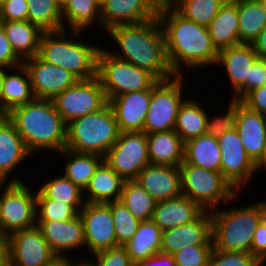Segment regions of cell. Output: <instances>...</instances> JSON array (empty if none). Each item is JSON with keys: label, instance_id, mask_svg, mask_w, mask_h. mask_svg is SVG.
Masks as SVG:
<instances>
[{"label": "cell", "instance_id": "obj_1", "mask_svg": "<svg viewBox=\"0 0 266 266\" xmlns=\"http://www.w3.org/2000/svg\"><path fill=\"white\" fill-rule=\"evenodd\" d=\"M157 18L163 29L168 62L176 75H184L182 68L215 66L219 52L212 44L208 27L185 18L169 2H160Z\"/></svg>", "mask_w": 266, "mask_h": 266}, {"label": "cell", "instance_id": "obj_2", "mask_svg": "<svg viewBox=\"0 0 266 266\" xmlns=\"http://www.w3.org/2000/svg\"><path fill=\"white\" fill-rule=\"evenodd\" d=\"M107 34L120 48L119 52H110L114 57L148 71L158 81L176 76L168 62L165 37L157 17L142 23L114 26Z\"/></svg>", "mask_w": 266, "mask_h": 266}, {"label": "cell", "instance_id": "obj_3", "mask_svg": "<svg viewBox=\"0 0 266 266\" xmlns=\"http://www.w3.org/2000/svg\"><path fill=\"white\" fill-rule=\"evenodd\" d=\"M6 116L15 125L31 154L42 149L58 153L65 149L67 124L56 111L52 100L34 99Z\"/></svg>", "mask_w": 266, "mask_h": 266}, {"label": "cell", "instance_id": "obj_4", "mask_svg": "<svg viewBox=\"0 0 266 266\" xmlns=\"http://www.w3.org/2000/svg\"><path fill=\"white\" fill-rule=\"evenodd\" d=\"M70 32H72L70 34L73 35V39L69 37V32L65 29L43 32L37 56L49 64L71 72L79 80L97 77L98 55L101 46L88 44V42L82 43L78 38L84 31L71 30Z\"/></svg>", "mask_w": 266, "mask_h": 266}, {"label": "cell", "instance_id": "obj_5", "mask_svg": "<svg viewBox=\"0 0 266 266\" xmlns=\"http://www.w3.org/2000/svg\"><path fill=\"white\" fill-rule=\"evenodd\" d=\"M266 215V201L253 205L211 211L213 248L250 253L253 234Z\"/></svg>", "mask_w": 266, "mask_h": 266}, {"label": "cell", "instance_id": "obj_6", "mask_svg": "<svg viewBox=\"0 0 266 266\" xmlns=\"http://www.w3.org/2000/svg\"><path fill=\"white\" fill-rule=\"evenodd\" d=\"M119 129L109 103L97 112L78 117L67 124V149L105 157L117 141Z\"/></svg>", "mask_w": 266, "mask_h": 266}, {"label": "cell", "instance_id": "obj_7", "mask_svg": "<svg viewBox=\"0 0 266 266\" xmlns=\"http://www.w3.org/2000/svg\"><path fill=\"white\" fill-rule=\"evenodd\" d=\"M179 168L182 195L193 200L204 211L216 210L218 204L232 203L240 196L221 172L187 163H182Z\"/></svg>", "mask_w": 266, "mask_h": 266}, {"label": "cell", "instance_id": "obj_8", "mask_svg": "<svg viewBox=\"0 0 266 266\" xmlns=\"http://www.w3.org/2000/svg\"><path fill=\"white\" fill-rule=\"evenodd\" d=\"M97 77L108 101L120 94L150 89L158 81L148 71L114 57L104 48L98 55Z\"/></svg>", "mask_w": 266, "mask_h": 266}, {"label": "cell", "instance_id": "obj_9", "mask_svg": "<svg viewBox=\"0 0 266 266\" xmlns=\"http://www.w3.org/2000/svg\"><path fill=\"white\" fill-rule=\"evenodd\" d=\"M0 191V228L8 236L36 226V191L24 182L0 183Z\"/></svg>", "mask_w": 266, "mask_h": 266}, {"label": "cell", "instance_id": "obj_10", "mask_svg": "<svg viewBox=\"0 0 266 266\" xmlns=\"http://www.w3.org/2000/svg\"><path fill=\"white\" fill-rule=\"evenodd\" d=\"M183 75L157 81L152 86L151 101L144 123V132L151 134L174 130L176 117L183 98ZM184 80V81H182Z\"/></svg>", "mask_w": 266, "mask_h": 266}, {"label": "cell", "instance_id": "obj_11", "mask_svg": "<svg viewBox=\"0 0 266 266\" xmlns=\"http://www.w3.org/2000/svg\"><path fill=\"white\" fill-rule=\"evenodd\" d=\"M104 161L125 181L136 180L150 164L146 133L120 132Z\"/></svg>", "mask_w": 266, "mask_h": 266}, {"label": "cell", "instance_id": "obj_12", "mask_svg": "<svg viewBox=\"0 0 266 266\" xmlns=\"http://www.w3.org/2000/svg\"><path fill=\"white\" fill-rule=\"evenodd\" d=\"M52 101L66 124L78 117L97 112L108 103L98 77L78 80Z\"/></svg>", "mask_w": 266, "mask_h": 266}, {"label": "cell", "instance_id": "obj_13", "mask_svg": "<svg viewBox=\"0 0 266 266\" xmlns=\"http://www.w3.org/2000/svg\"><path fill=\"white\" fill-rule=\"evenodd\" d=\"M217 139L221 151L220 172L239 194L242 186L249 183L257 173L255 164L247 156L236 128L221 134Z\"/></svg>", "mask_w": 266, "mask_h": 266}, {"label": "cell", "instance_id": "obj_14", "mask_svg": "<svg viewBox=\"0 0 266 266\" xmlns=\"http://www.w3.org/2000/svg\"><path fill=\"white\" fill-rule=\"evenodd\" d=\"M8 266H48L59 257L37 226L9 235Z\"/></svg>", "mask_w": 266, "mask_h": 266}, {"label": "cell", "instance_id": "obj_15", "mask_svg": "<svg viewBox=\"0 0 266 266\" xmlns=\"http://www.w3.org/2000/svg\"><path fill=\"white\" fill-rule=\"evenodd\" d=\"M79 216L83 222L85 247L91 254L118 246L113 217L107 204L85 203Z\"/></svg>", "mask_w": 266, "mask_h": 266}, {"label": "cell", "instance_id": "obj_16", "mask_svg": "<svg viewBox=\"0 0 266 266\" xmlns=\"http://www.w3.org/2000/svg\"><path fill=\"white\" fill-rule=\"evenodd\" d=\"M30 80L35 99L53 100L79 79L62 67L49 64L37 55L23 61Z\"/></svg>", "mask_w": 266, "mask_h": 266}, {"label": "cell", "instance_id": "obj_17", "mask_svg": "<svg viewBox=\"0 0 266 266\" xmlns=\"http://www.w3.org/2000/svg\"><path fill=\"white\" fill-rule=\"evenodd\" d=\"M159 5V0H106L100 5L101 28L108 31L117 25L153 20Z\"/></svg>", "mask_w": 266, "mask_h": 266}, {"label": "cell", "instance_id": "obj_18", "mask_svg": "<svg viewBox=\"0 0 266 266\" xmlns=\"http://www.w3.org/2000/svg\"><path fill=\"white\" fill-rule=\"evenodd\" d=\"M259 58L252 44L241 43L219 51L216 65L220 64L226 70L234 90L232 100L240 101L247 94L251 67Z\"/></svg>", "mask_w": 266, "mask_h": 266}, {"label": "cell", "instance_id": "obj_19", "mask_svg": "<svg viewBox=\"0 0 266 266\" xmlns=\"http://www.w3.org/2000/svg\"><path fill=\"white\" fill-rule=\"evenodd\" d=\"M193 245H213L210 211H203L190 223L162 231L163 253L173 255L183 247Z\"/></svg>", "mask_w": 266, "mask_h": 266}, {"label": "cell", "instance_id": "obj_20", "mask_svg": "<svg viewBox=\"0 0 266 266\" xmlns=\"http://www.w3.org/2000/svg\"><path fill=\"white\" fill-rule=\"evenodd\" d=\"M151 93L152 87L120 94L108 101L120 132H144V123L151 101Z\"/></svg>", "mask_w": 266, "mask_h": 266}, {"label": "cell", "instance_id": "obj_21", "mask_svg": "<svg viewBox=\"0 0 266 266\" xmlns=\"http://www.w3.org/2000/svg\"><path fill=\"white\" fill-rule=\"evenodd\" d=\"M36 226L59 258L68 257L69 254H66L68 250L85 247L83 222L80 216L67 221H36Z\"/></svg>", "mask_w": 266, "mask_h": 266}, {"label": "cell", "instance_id": "obj_22", "mask_svg": "<svg viewBox=\"0 0 266 266\" xmlns=\"http://www.w3.org/2000/svg\"><path fill=\"white\" fill-rule=\"evenodd\" d=\"M235 128L247 156L254 162L260 159L266 134V115L251 111L235 100Z\"/></svg>", "mask_w": 266, "mask_h": 266}, {"label": "cell", "instance_id": "obj_23", "mask_svg": "<svg viewBox=\"0 0 266 266\" xmlns=\"http://www.w3.org/2000/svg\"><path fill=\"white\" fill-rule=\"evenodd\" d=\"M29 155L32 156L15 125L7 116H0V183L23 182L18 177H10L8 181L7 176Z\"/></svg>", "mask_w": 266, "mask_h": 266}, {"label": "cell", "instance_id": "obj_24", "mask_svg": "<svg viewBox=\"0 0 266 266\" xmlns=\"http://www.w3.org/2000/svg\"><path fill=\"white\" fill-rule=\"evenodd\" d=\"M136 181L157 201L177 198L181 192L179 167L148 164Z\"/></svg>", "mask_w": 266, "mask_h": 266}, {"label": "cell", "instance_id": "obj_25", "mask_svg": "<svg viewBox=\"0 0 266 266\" xmlns=\"http://www.w3.org/2000/svg\"><path fill=\"white\" fill-rule=\"evenodd\" d=\"M15 68V73H10L7 71V68H3L1 116H6L13 109L32 102L35 99L26 67L24 64H21ZM17 69L20 74L17 72Z\"/></svg>", "mask_w": 266, "mask_h": 266}, {"label": "cell", "instance_id": "obj_26", "mask_svg": "<svg viewBox=\"0 0 266 266\" xmlns=\"http://www.w3.org/2000/svg\"><path fill=\"white\" fill-rule=\"evenodd\" d=\"M204 210L186 196L156 203L152 221L164 231L195 220Z\"/></svg>", "mask_w": 266, "mask_h": 266}, {"label": "cell", "instance_id": "obj_27", "mask_svg": "<svg viewBox=\"0 0 266 266\" xmlns=\"http://www.w3.org/2000/svg\"><path fill=\"white\" fill-rule=\"evenodd\" d=\"M150 164L179 167L184 159V142L175 130L146 134Z\"/></svg>", "mask_w": 266, "mask_h": 266}, {"label": "cell", "instance_id": "obj_28", "mask_svg": "<svg viewBox=\"0 0 266 266\" xmlns=\"http://www.w3.org/2000/svg\"><path fill=\"white\" fill-rule=\"evenodd\" d=\"M211 41L217 51L241 44L239 39L236 0H227L208 26Z\"/></svg>", "mask_w": 266, "mask_h": 266}, {"label": "cell", "instance_id": "obj_29", "mask_svg": "<svg viewBox=\"0 0 266 266\" xmlns=\"http://www.w3.org/2000/svg\"><path fill=\"white\" fill-rule=\"evenodd\" d=\"M125 180L105 161L98 167L83 190L86 203H109L120 200Z\"/></svg>", "mask_w": 266, "mask_h": 266}, {"label": "cell", "instance_id": "obj_30", "mask_svg": "<svg viewBox=\"0 0 266 266\" xmlns=\"http://www.w3.org/2000/svg\"><path fill=\"white\" fill-rule=\"evenodd\" d=\"M3 27L12 49L22 61L38 54L43 31L37 26L25 20L4 22Z\"/></svg>", "mask_w": 266, "mask_h": 266}, {"label": "cell", "instance_id": "obj_31", "mask_svg": "<svg viewBox=\"0 0 266 266\" xmlns=\"http://www.w3.org/2000/svg\"><path fill=\"white\" fill-rule=\"evenodd\" d=\"M183 163L220 172L221 151L218 139L205 133L184 142Z\"/></svg>", "mask_w": 266, "mask_h": 266}, {"label": "cell", "instance_id": "obj_32", "mask_svg": "<svg viewBox=\"0 0 266 266\" xmlns=\"http://www.w3.org/2000/svg\"><path fill=\"white\" fill-rule=\"evenodd\" d=\"M162 230L152 220L141 221L134 236L123 246L134 264L161 252Z\"/></svg>", "mask_w": 266, "mask_h": 266}, {"label": "cell", "instance_id": "obj_33", "mask_svg": "<svg viewBox=\"0 0 266 266\" xmlns=\"http://www.w3.org/2000/svg\"><path fill=\"white\" fill-rule=\"evenodd\" d=\"M59 154L66 156L64 176L78 185L82 190L86 188L91 177L104 162V157L96 154L78 153L67 148Z\"/></svg>", "mask_w": 266, "mask_h": 266}, {"label": "cell", "instance_id": "obj_34", "mask_svg": "<svg viewBox=\"0 0 266 266\" xmlns=\"http://www.w3.org/2000/svg\"><path fill=\"white\" fill-rule=\"evenodd\" d=\"M207 111L198 101L185 99L178 110L174 130L183 142L205 134Z\"/></svg>", "mask_w": 266, "mask_h": 266}, {"label": "cell", "instance_id": "obj_35", "mask_svg": "<svg viewBox=\"0 0 266 266\" xmlns=\"http://www.w3.org/2000/svg\"><path fill=\"white\" fill-rule=\"evenodd\" d=\"M238 7L239 39L252 44L266 27V9L259 0H236Z\"/></svg>", "mask_w": 266, "mask_h": 266}, {"label": "cell", "instance_id": "obj_36", "mask_svg": "<svg viewBox=\"0 0 266 266\" xmlns=\"http://www.w3.org/2000/svg\"><path fill=\"white\" fill-rule=\"evenodd\" d=\"M62 20H65V30L66 26L71 30L85 31L95 22L100 25V4L98 0H67L62 7Z\"/></svg>", "mask_w": 266, "mask_h": 266}, {"label": "cell", "instance_id": "obj_37", "mask_svg": "<svg viewBox=\"0 0 266 266\" xmlns=\"http://www.w3.org/2000/svg\"><path fill=\"white\" fill-rule=\"evenodd\" d=\"M140 221L152 220L157 201L136 181H125L120 200Z\"/></svg>", "mask_w": 266, "mask_h": 266}, {"label": "cell", "instance_id": "obj_38", "mask_svg": "<svg viewBox=\"0 0 266 266\" xmlns=\"http://www.w3.org/2000/svg\"><path fill=\"white\" fill-rule=\"evenodd\" d=\"M27 21L43 32L63 30L62 8L54 0H26Z\"/></svg>", "mask_w": 266, "mask_h": 266}, {"label": "cell", "instance_id": "obj_39", "mask_svg": "<svg viewBox=\"0 0 266 266\" xmlns=\"http://www.w3.org/2000/svg\"><path fill=\"white\" fill-rule=\"evenodd\" d=\"M38 190L46 199L71 205L78 212L86 203L83 190L64 175H55V178L46 181Z\"/></svg>", "mask_w": 266, "mask_h": 266}, {"label": "cell", "instance_id": "obj_40", "mask_svg": "<svg viewBox=\"0 0 266 266\" xmlns=\"http://www.w3.org/2000/svg\"><path fill=\"white\" fill-rule=\"evenodd\" d=\"M227 0H170L169 3L185 18L208 27Z\"/></svg>", "mask_w": 266, "mask_h": 266}, {"label": "cell", "instance_id": "obj_41", "mask_svg": "<svg viewBox=\"0 0 266 266\" xmlns=\"http://www.w3.org/2000/svg\"><path fill=\"white\" fill-rule=\"evenodd\" d=\"M106 204L113 217L117 245L123 246L134 236L141 221L136 219L119 200Z\"/></svg>", "mask_w": 266, "mask_h": 266}, {"label": "cell", "instance_id": "obj_42", "mask_svg": "<svg viewBox=\"0 0 266 266\" xmlns=\"http://www.w3.org/2000/svg\"><path fill=\"white\" fill-rule=\"evenodd\" d=\"M79 216V212L71 205L46 199L36 192V221H67Z\"/></svg>", "mask_w": 266, "mask_h": 266}, {"label": "cell", "instance_id": "obj_43", "mask_svg": "<svg viewBox=\"0 0 266 266\" xmlns=\"http://www.w3.org/2000/svg\"><path fill=\"white\" fill-rule=\"evenodd\" d=\"M213 245L186 246L173 254L175 266H208Z\"/></svg>", "mask_w": 266, "mask_h": 266}, {"label": "cell", "instance_id": "obj_44", "mask_svg": "<svg viewBox=\"0 0 266 266\" xmlns=\"http://www.w3.org/2000/svg\"><path fill=\"white\" fill-rule=\"evenodd\" d=\"M208 266H265L251 253L227 252L213 248Z\"/></svg>", "mask_w": 266, "mask_h": 266}, {"label": "cell", "instance_id": "obj_45", "mask_svg": "<svg viewBox=\"0 0 266 266\" xmlns=\"http://www.w3.org/2000/svg\"><path fill=\"white\" fill-rule=\"evenodd\" d=\"M228 111L225 114L207 115L206 134L218 138L221 134L235 128V100H230Z\"/></svg>", "mask_w": 266, "mask_h": 266}, {"label": "cell", "instance_id": "obj_46", "mask_svg": "<svg viewBox=\"0 0 266 266\" xmlns=\"http://www.w3.org/2000/svg\"><path fill=\"white\" fill-rule=\"evenodd\" d=\"M98 266H132L134 263L124 246H117L93 254Z\"/></svg>", "mask_w": 266, "mask_h": 266}, {"label": "cell", "instance_id": "obj_47", "mask_svg": "<svg viewBox=\"0 0 266 266\" xmlns=\"http://www.w3.org/2000/svg\"><path fill=\"white\" fill-rule=\"evenodd\" d=\"M28 17L26 0H6L0 4V19L4 22L25 21Z\"/></svg>", "mask_w": 266, "mask_h": 266}, {"label": "cell", "instance_id": "obj_48", "mask_svg": "<svg viewBox=\"0 0 266 266\" xmlns=\"http://www.w3.org/2000/svg\"><path fill=\"white\" fill-rule=\"evenodd\" d=\"M4 21L0 19V68L11 69L21 64L23 61L15 54L14 50L4 32Z\"/></svg>", "mask_w": 266, "mask_h": 266}, {"label": "cell", "instance_id": "obj_49", "mask_svg": "<svg viewBox=\"0 0 266 266\" xmlns=\"http://www.w3.org/2000/svg\"><path fill=\"white\" fill-rule=\"evenodd\" d=\"M250 253L262 264L266 263V215L261 219L253 234Z\"/></svg>", "mask_w": 266, "mask_h": 266}, {"label": "cell", "instance_id": "obj_50", "mask_svg": "<svg viewBox=\"0 0 266 266\" xmlns=\"http://www.w3.org/2000/svg\"><path fill=\"white\" fill-rule=\"evenodd\" d=\"M240 102L251 111L266 115V85L249 91Z\"/></svg>", "mask_w": 266, "mask_h": 266}, {"label": "cell", "instance_id": "obj_51", "mask_svg": "<svg viewBox=\"0 0 266 266\" xmlns=\"http://www.w3.org/2000/svg\"><path fill=\"white\" fill-rule=\"evenodd\" d=\"M266 85V59L259 58L251 67L250 80H247V93Z\"/></svg>", "mask_w": 266, "mask_h": 266}, {"label": "cell", "instance_id": "obj_52", "mask_svg": "<svg viewBox=\"0 0 266 266\" xmlns=\"http://www.w3.org/2000/svg\"><path fill=\"white\" fill-rule=\"evenodd\" d=\"M137 266H175V260L173 255L158 252L154 256L148 259L139 261Z\"/></svg>", "mask_w": 266, "mask_h": 266}, {"label": "cell", "instance_id": "obj_53", "mask_svg": "<svg viewBox=\"0 0 266 266\" xmlns=\"http://www.w3.org/2000/svg\"><path fill=\"white\" fill-rule=\"evenodd\" d=\"M9 236L0 228V264L8 265L9 262Z\"/></svg>", "mask_w": 266, "mask_h": 266}, {"label": "cell", "instance_id": "obj_54", "mask_svg": "<svg viewBox=\"0 0 266 266\" xmlns=\"http://www.w3.org/2000/svg\"><path fill=\"white\" fill-rule=\"evenodd\" d=\"M252 46L260 58L266 59V27L252 42Z\"/></svg>", "mask_w": 266, "mask_h": 266}, {"label": "cell", "instance_id": "obj_55", "mask_svg": "<svg viewBox=\"0 0 266 266\" xmlns=\"http://www.w3.org/2000/svg\"><path fill=\"white\" fill-rule=\"evenodd\" d=\"M255 169H256V172L260 169L261 171L263 169L266 170V134H265V139H264L263 151L261 153L260 159L255 163Z\"/></svg>", "mask_w": 266, "mask_h": 266}, {"label": "cell", "instance_id": "obj_56", "mask_svg": "<svg viewBox=\"0 0 266 266\" xmlns=\"http://www.w3.org/2000/svg\"><path fill=\"white\" fill-rule=\"evenodd\" d=\"M48 266H72L71 257L58 258Z\"/></svg>", "mask_w": 266, "mask_h": 266}, {"label": "cell", "instance_id": "obj_57", "mask_svg": "<svg viewBox=\"0 0 266 266\" xmlns=\"http://www.w3.org/2000/svg\"><path fill=\"white\" fill-rule=\"evenodd\" d=\"M71 260H72V266H98L96 264V261L93 262V260L92 261L91 260H87L86 258H85V260L83 259L81 261L79 260V262L77 261V263L74 262L72 257H71Z\"/></svg>", "mask_w": 266, "mask_h": 266}, {"label": "cell", "instance_id": "obj_58", "mask_svg": "<svg viewBox=\"0 0 266 266\" xmlns=\"http://www.w3.org/2000/svg\"><path fill=\"white\" fill-rule=\"evenodd\" d=\"M3 68H0V116H1V87H2Z\"/></svg>", "mask_w": 266, "mask_h": 266}, {"label": "cell", "instance_id": "obj_59", "mask_svg": "<svg viewBox=\"0 0 266 266\" xmlns=\"http://www.w3.org/2000/svg\"><path fill=\"white\" fill-rule=\"evenodd\" d=\"M56 3H58L61 8L63 7V5L67 2V0H54Z\"/></svg>", "mask_w": 266, "mask_h": 266}, {"label": "cell", "instance_id": "obj_60", "mask_svg": "<svg viewBox=\"0 0 266 266\" xmlns=\"http://www.w3.org/2000/svg\"><path fill=\"white\" fill-rule=\"evenodd\" d=\"M263 8L266 9V0H259Z\"/></svg>", "mask_w": 266, "mask_h": 266}, {"label": "cell", "instance_id": "obj_61", "mask_svg": "<svg viewBox=\"0 0 266 266\" xmlns=\"http://www.w3.org/2000/svg\"><path fill=\"white\" fill-rule=\"evenodd\" d=\"M160 2H169L170 0H159Z\"/></svg>", "mask_w": 266, "mask_h": 266}]
</instances>
